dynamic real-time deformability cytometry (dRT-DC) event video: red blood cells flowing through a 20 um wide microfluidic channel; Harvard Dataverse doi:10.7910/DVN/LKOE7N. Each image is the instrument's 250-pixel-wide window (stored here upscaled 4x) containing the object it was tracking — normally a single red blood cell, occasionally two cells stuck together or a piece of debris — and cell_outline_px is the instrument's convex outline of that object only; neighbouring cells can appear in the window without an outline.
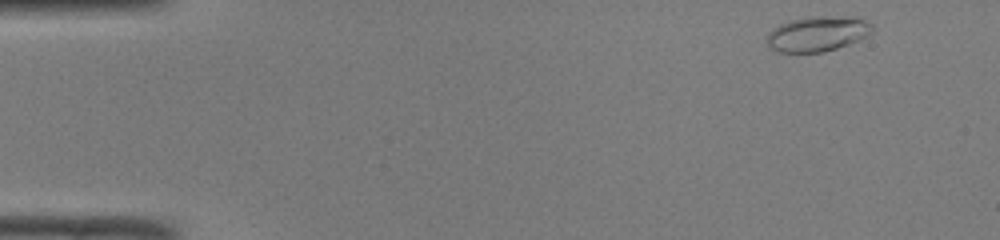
{"species": "common noctule bat (a hibernating species)", "species_latin": "Nyctalus noctula", "temperature_condition": "room temperature", "stored_images_in_passage": 47, "camera_frame_rate_fps": 3000, "um_per_image_px": 0.085, "animal": {"sex": "male", "body_mass_g": 19.0, "forearm_length_mm": 50.8}, "frame": {"image": 1, "passage_image": 1, "time_ms": 0.0, "image_size_px": [1000, 240], "cell_outline_px": [[872, 32], [868, 36], [860, 40], [824, 52], [776, 52], [768, 48], [764, 44], [768, 32], [780, 24], [792, 20], [812, 16], [824, 16], [864, 20], [872, 24]], "centroid_in_image_um": [69.41, 2.91], "position_along_channel_um": 15.6, "area_um2": 21.5}}
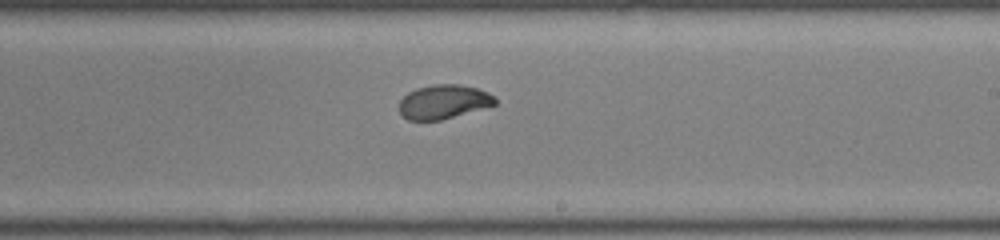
{"frame": {"image": 2, "passage_image": 27, "time_ms": 8.667, "image_size_px": [1000, 240], "cell_outline_px": [[496, 104], [440, 120], [408, 120], [400, 112], [400, 100], [408, 92], [416, 88], [436, 84], [460, 84], [476, 88], [488, 92], [496, 100]], "centroid_in_image_um": [37.68, 8.64], "position_along_channel_um": 251.3, "area_um2": 18.73}}
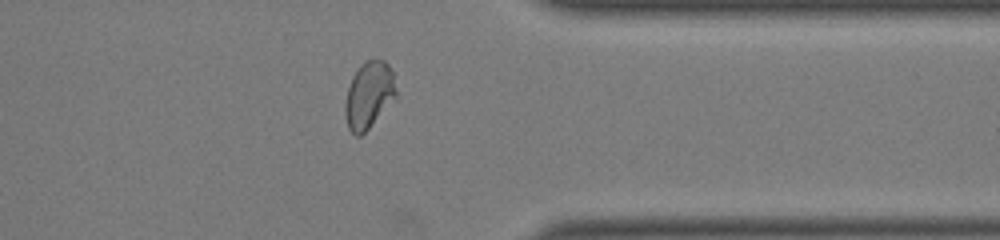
{"frame": {"image": 3, "passage_image": 37, "time_ms": 12.0, "image_size_px": [1000, 240], "cell_outline_px": [[400, 96], [360, 136], [356, 136], [348, 128], [344, 112], [344, 104], [348, 88], [352, 76], [360, 64], [364, 60], [376, 56], [384, 60], [388, 64], [392, 72]], "centroid_in_image_um": [31.39, 8.03], "position_along_channel_um": 380.0, "area_um2": 20.58}, "authors_computed_cell_mechanics": {"area_um2": 19.9988, "velocity_mm_per_s": 4.0493, "shape_relaxation_time_tau1_ms": 3.5338, "shape_relaxation_time_tau2_ms": null, "deformation_change_tau1": 0.162, "deformation_change_tau2": null}}